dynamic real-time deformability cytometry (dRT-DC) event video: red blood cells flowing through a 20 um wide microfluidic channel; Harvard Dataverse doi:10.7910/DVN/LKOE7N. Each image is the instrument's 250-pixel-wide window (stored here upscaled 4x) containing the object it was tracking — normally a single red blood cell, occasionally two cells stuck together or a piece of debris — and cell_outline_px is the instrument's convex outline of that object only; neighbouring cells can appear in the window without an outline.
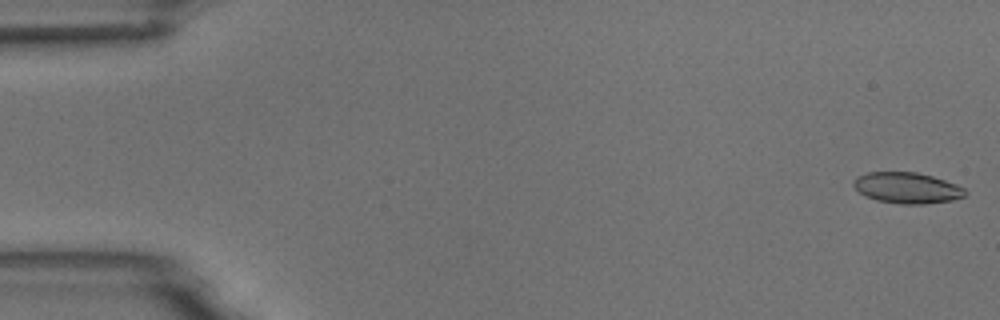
{"species": "common noctule bat (a hibernating species)", "species_latin": "Nyctalus noctula", "temperature_condition": "room temperature", "stored_images_in_passage": 16, "camera_frame_rate_fps": 3000, "um_per_image_px": 0.085, "animal": {"sex": "male", "body_mass_g": 18.8}, "frame": {"image": 1, "passage_image": 1, "time_ms": 0.0, "image_size_px": [1000, 320], "cell_outline_px": [[956, 196], [944, 200], [888, 200], [872, 196], [880, 172], [904, 172], [924, 176], [940, 180], [948, 184]], "centroid_in_image_um": [77.42, 15.94], "position_along_channel_um": 7.6, "area_um2": 13.29}}
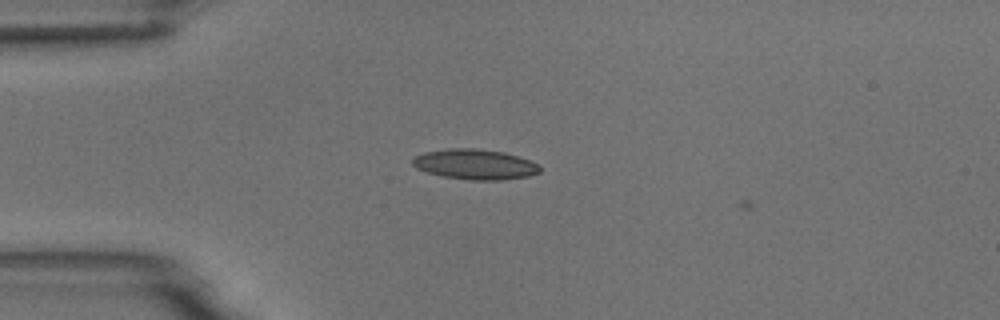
{"frame": {"image": 2, "passage_image": 14, "time_ms": 4.333, "image_size_px": [1000, 320], "cell_outline_px": [[536, 168], [532, 172], [516, 176], [456, 176], [436, 172], [440, 152], [492, 152], [524, 160]], "centroid_in_image_um": [40.94, 13.99], "position_along_channel_um": 44.1, "area_um2": 14.39}}